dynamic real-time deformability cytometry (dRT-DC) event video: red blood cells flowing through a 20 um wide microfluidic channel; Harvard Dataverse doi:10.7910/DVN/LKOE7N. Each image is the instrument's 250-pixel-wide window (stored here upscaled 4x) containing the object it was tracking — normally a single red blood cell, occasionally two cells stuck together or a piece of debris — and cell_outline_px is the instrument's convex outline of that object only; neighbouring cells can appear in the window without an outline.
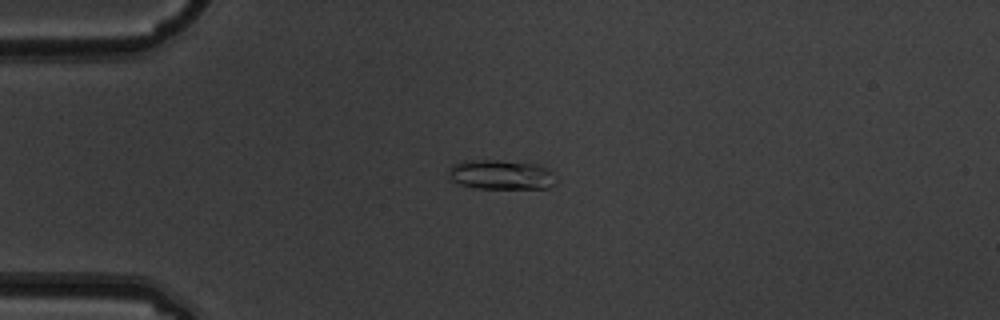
{"species": "common noctule bat (a hibernating species)", "species_latin": "Nyctalus noctula", "temperature_condition": "warm", "stored_images_in_passage": 7, "camera_frame_rate_fps": 3000, "um_per_image_px": 0.085, "animal": {"sex": "male", "body_mass_g": 19.5, "forearm_length_mm": 54.6}, "frame": {"image": 1, "passage_image": 5, "time_ms": 1.333, "image_size_px": [1000, 320], "cell_outline_px": [[560, 180], [556, 184], [548, 188], [476, 188], [460, 184], [452, 180], [448, 176], [448, 172], [452, 164], [464, 160], [500, 160], [536, 164], [548, 168]], "centroid_in_image_um": [42.64, 14.84], "position_along_channel_um": 42.4, "area_um2": 18.84}}